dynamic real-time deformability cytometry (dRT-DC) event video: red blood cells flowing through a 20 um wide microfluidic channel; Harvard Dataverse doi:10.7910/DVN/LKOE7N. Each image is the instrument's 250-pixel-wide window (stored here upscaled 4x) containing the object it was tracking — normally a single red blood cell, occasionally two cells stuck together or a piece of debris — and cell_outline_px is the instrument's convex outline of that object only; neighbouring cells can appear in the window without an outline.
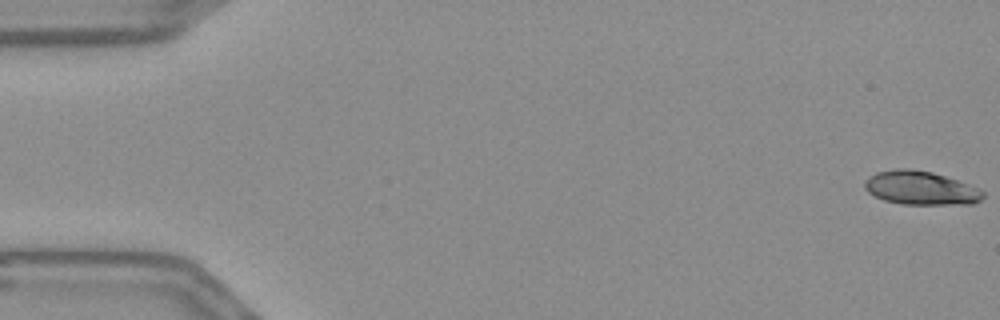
{"species": "Egyptian fruit bat (a non-hibernating species)", "species_latin": "Rousettus aegyptiacus", "temperature_condition": "warm", "stored_images_in_passage": 56, "camera_frame_rate_fps": 3000, "um_per_image_px": 0.085, "frame": {"image": 1, "passage_image": 1, "time_ms": 0.0, "image_size_px": [1000, 320], "cell_outline_px": [[984, 196], [980, 200], [972, 204], [904, 204], [884, 200], [868, 192], [864, 188], [864, 180], [868, 176], [876, 172], [896, 168], [912, 168], [932, 172], [980, 188], [984, 192]], "centroid_in_image_um": [78.24, 15.97], "position_along_channel_um": 6.8, "area_um2": 23.29}}
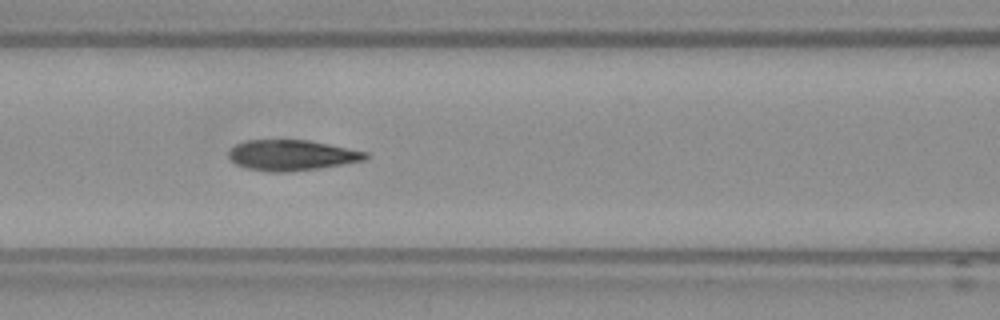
{"frame": {"image": 2, "passage_image": 24, "time_ms": 7.667, "image_size_px": [1000, 320], "cell_outline_px": [[368, 156], [364, 160], [320, 168], [288, 172], [268, 172], [248, 168], [236, 164], [228, 156], [228, 152], [236, 144], [244, 140], [308, 140], [368, 152]], "centroid_in_image_um": [24.78, 13.19], "position_along_channel_um": 141.8, "area_um2": 24.28}}
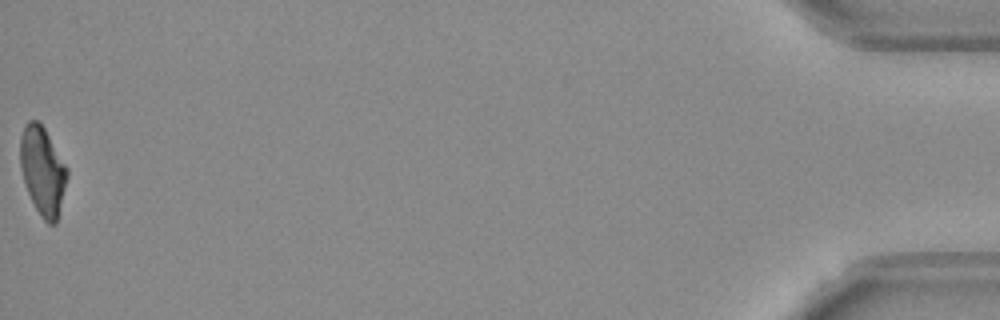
{"frame": {"image": 3, "passage_image": 56, "time_ms": 18.333, "image_size_px": [1000, 320], "cell_outline_px": [[68, 176], [56, 224], [48, 224], [40, 216], [28, 192], [20, 168], [20, 136], [24, 124], [28, 120], [36, 120], [44, 128], [68, 168]], "centroid_in_image_um": [3.62, 14.51], "position_along_channel_um": 431.6, "area_um2": 24.04}, "authors_computed_cell_mechanics": {"area_um2": 24.4494, "velocity_mm_per_s": 3.6667, "shape_relaxation_time_tau1_ms": 6.1822, "shape_relaxation_time_tau2_ms": 1.7843, "deformation_change_tau1": 0.2103, "deformation_change_tau2": 0.0773}}